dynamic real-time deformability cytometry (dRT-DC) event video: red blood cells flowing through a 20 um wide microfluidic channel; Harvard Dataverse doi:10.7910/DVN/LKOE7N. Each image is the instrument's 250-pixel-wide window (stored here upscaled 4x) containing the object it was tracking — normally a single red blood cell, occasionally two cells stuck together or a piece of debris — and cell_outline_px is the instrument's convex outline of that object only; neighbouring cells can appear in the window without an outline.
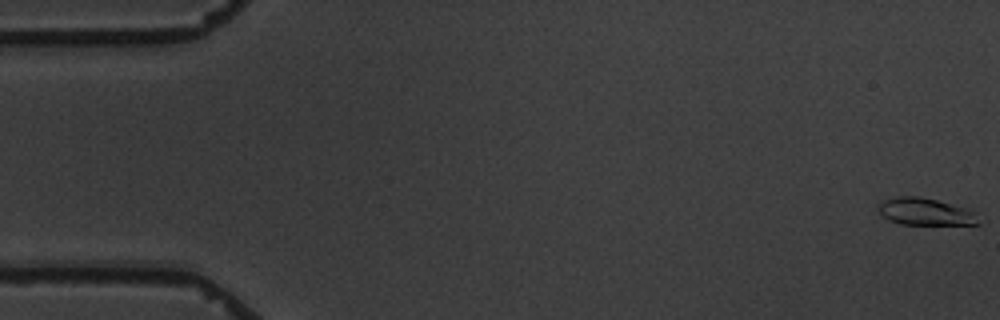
{"species": "common noctule bat (a hibernating species)", "species_latin": "Nyctalus noctula", "temperature_condition": "warm", "stored_images_in_passage": 6, "camera_frame_rate_fps": 3000, "um_per_image_px": 0.085, "animal": {"sex": "male", "body_mass_g": 19.5, "forearm_length_mm": 54.6}, "frame": {"image": 1, "passage_image": 1, "time_ms": 0.0, "image_size_px": [1000, 320], "cell_outline_px": [[980, 224], [900, 224], [888, 220], [880, 212], [880, 204], [884, 200], [896, 196], [920, 196], [936, 200], [964, 208], [972, 212]], "centroid_in_image_um": [78.59, 17.99], "position_along_channel_um": 6.4, "area_um2": 15.32}}